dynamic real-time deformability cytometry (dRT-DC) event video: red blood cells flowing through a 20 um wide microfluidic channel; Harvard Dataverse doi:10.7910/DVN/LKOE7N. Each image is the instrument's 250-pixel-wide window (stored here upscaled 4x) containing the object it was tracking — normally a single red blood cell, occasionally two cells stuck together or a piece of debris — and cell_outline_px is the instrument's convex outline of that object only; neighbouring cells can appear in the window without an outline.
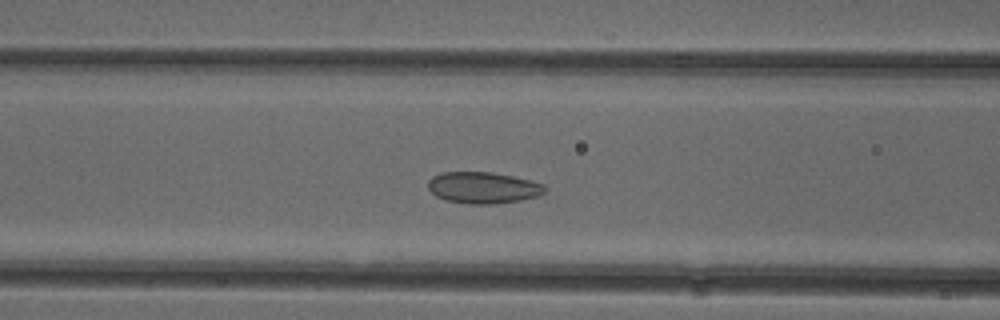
{"species": "common noctule bat (a hibernating species)", "species_latin": "Nyctalus noctula", "temperature_condition": "cold", "stored_images_in_passage": 38, "camera_frame_rate_fps": 3000, "um_per_image_px": 0.085, "animal": {"sex": "female"}, "frame": {"image": 1, "passage_image": 7, "time_ms": 2.0, "image_size_px": [1000, 320], "cell_outline_px": [[548, 188], [544, 192], [536, 196], [520, 200], [492, 204], [472, 204], [444, 200], [436, 196], [428, 188], [428, 180], [432, 176], [444, 172], [492, 172], [512, 176], [544, 184]], "centroid_in_image_um": [41.04, 15.95], "position_along_channel_um": 125.6, "area_um2": 21.33}}
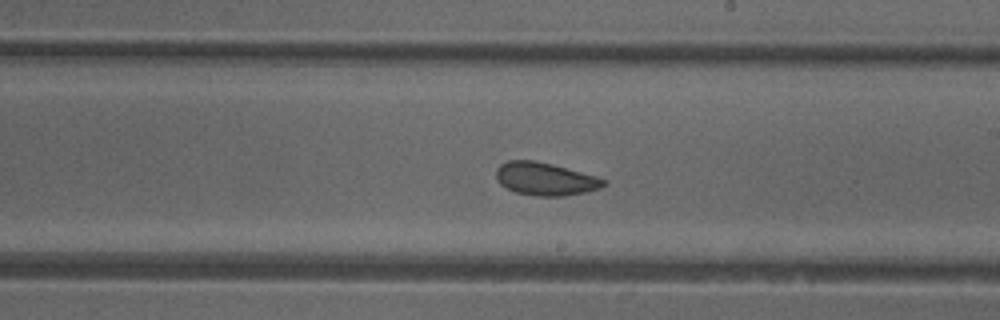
{"frame": {"image": 2, "passage_image": 16, "time_ms": 5.0, "image_size_px": [1000, 320], "cell_outline_px": [[608, 184], [600, 188], [584, 192], [564, 196], [536, 196], [516, 192], [500, 184], [496, 180], [496, 168], [500, 164], [508, 160], [536, 160], [552, 164], [596, 176], [608, 180]], "centroid_in_image_um": [46.35, 15.2], "position_along_channel_um": 242.7, "area_um2": 20.69}}
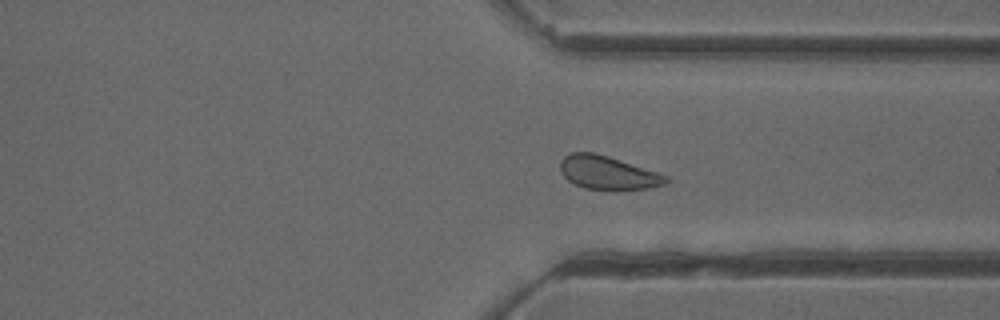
{"frame": {"image": 3, "passage_image": 25, "time_ms": 8.0, "image_size_px": [1000, 320], "cell_outline_px": [[668, 180], [664, 184], [648, 188], [616, 192], [584, 188], [568, 180], [560, 172], [560, 160], [568, 152], [592, 152], [608, 156], [660, 172], [668, 176]], "centroid_in_image_um": [51.67, 14.7], "position_along_channel_um": 359.7, "area_um2": 21.21}, "authors_computed_cell_mechanics": {"area_um2": 20.808, "velocity_mm_per_s": 3.9171, "shape_relaxation_time_tau1_ms": null, "shape_relaxation_time_tau2_ms": 1.8053, "deformation_change_tau1": null, "deformation_change_tau2": 0.0759}}